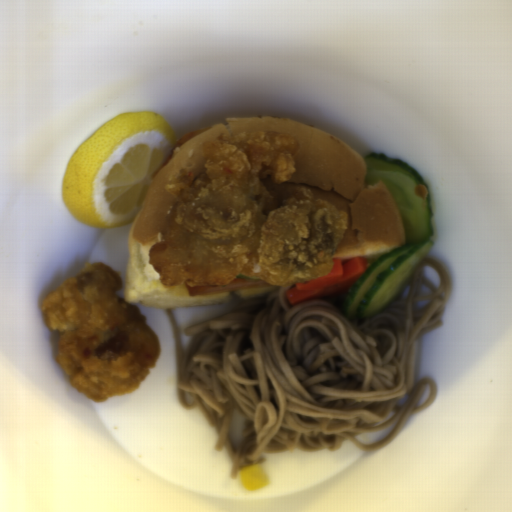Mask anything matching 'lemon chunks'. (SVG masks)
Instances as JSON below:
<instances>
[{
    "mask_svg": "<svg viewBox=\"0 0 512 512\" xmlns=\"http://www.w3.org/2000/svg\"><path fill=\"white\" fill-rule=\"evenodd\" d=\"M155 111L123 113L92 133L71 156L61 181V200L78 222L111 230L131 225L176 143Z\"/></svg>",
    "mask_w": 512,
    "mask_h": 512,
    "instance_id": "lemon-chunks-1",
    "label": "lemon chunks"
}]
</instances>
